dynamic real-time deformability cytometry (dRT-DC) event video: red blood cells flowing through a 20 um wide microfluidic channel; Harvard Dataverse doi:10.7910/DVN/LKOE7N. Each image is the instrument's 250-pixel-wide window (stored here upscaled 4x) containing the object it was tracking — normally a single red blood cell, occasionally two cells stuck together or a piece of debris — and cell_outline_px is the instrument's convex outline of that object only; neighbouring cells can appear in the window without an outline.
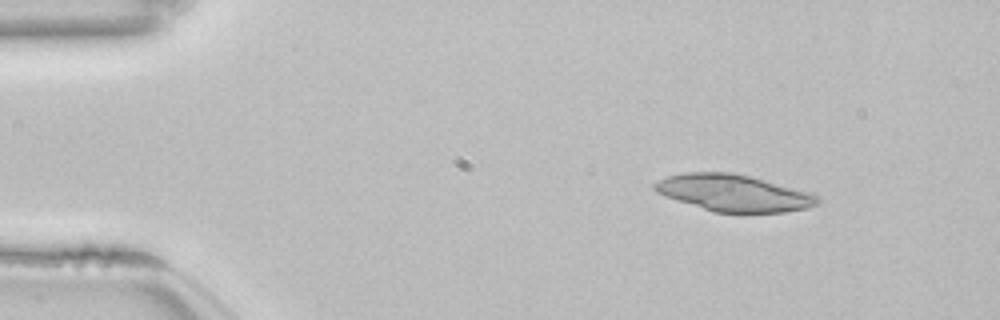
{"species": "common noctule bat (a hibernating species)", "species_latin": "Nyctalus noctula", "temperature_condition": "room temperature", "stored_images_in_passage": 47, "camera_frame_rate_fps": 3000, "um_per_image_px": 0.085, "animal": {"sex": "female", "body_mass_g": 22.7, "forearm_length_mm": 54.2}, "frame": {"image": 1, "passage_image": 1, "time_ms": 0.0, "image_size_px": [1000, 320], "cell_outline_px": [[820, 200], [816, 204], [808, 208], [784, 212], [712, 212], [656, 192], [652, 188], [652, 184], [668, 176], [684, 172], [732, 172], [812, 192], [820, 196]], "centroid_in_image_um": [62.38, 16.4], "position_along_channel_um": 22.6, "area_um2": 34.68}}